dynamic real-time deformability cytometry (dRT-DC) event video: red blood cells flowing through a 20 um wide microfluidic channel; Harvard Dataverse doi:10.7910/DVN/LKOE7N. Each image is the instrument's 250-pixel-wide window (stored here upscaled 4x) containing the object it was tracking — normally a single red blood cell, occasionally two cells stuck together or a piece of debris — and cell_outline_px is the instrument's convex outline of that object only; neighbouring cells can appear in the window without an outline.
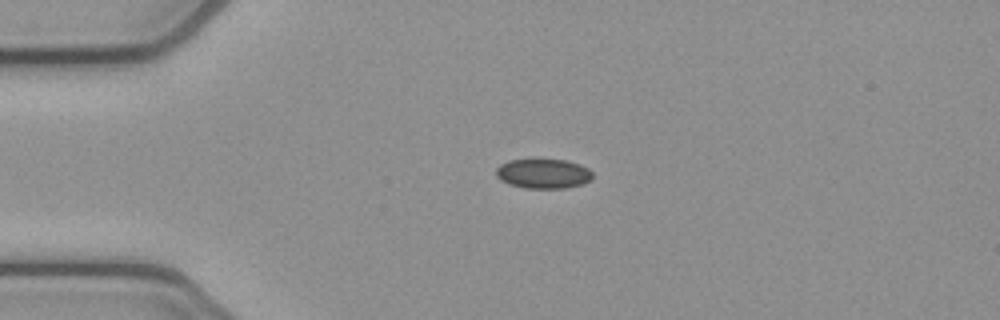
{"species": "common noctule bat (a hibernating species)", "species_latin": "Nyctalus noctula", "temperature_condition": "cold", "stored_images_in_passage": 42, "camera_frame_rate_fps": 3000, "um_per_image_px": 0.085, "animal": {"sex": "female", "body_mass_g": 21.9}, "frame": {"image": 1, "passage_image": 1, "time_ms": 0.0, "image_size_px": [1000, 320], "cell_outline_px": [[592, 180], [584, 184], [564, 188], [524, 188], [500, 180], [496, 176], [496, 168], [500, 164], [508, 160], [564, 160], [580, 164], [588, 168], [592, 172]], "centroid_in_image_um": [46.2, 14.76], "position_along_channel_um": 38.8, "area_um2": 16.65}}
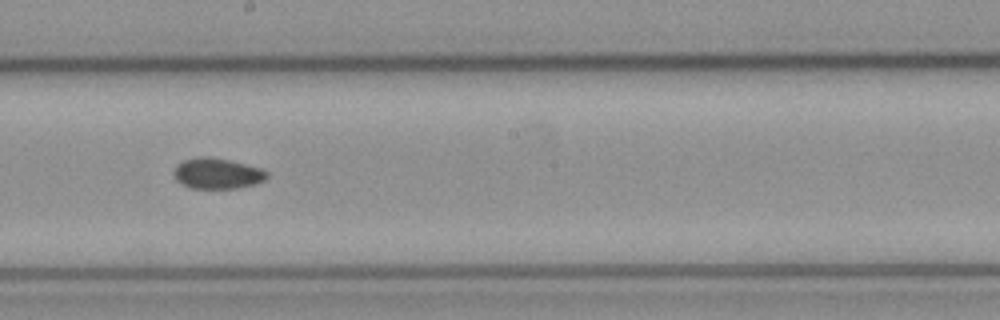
{"frame": {"image": 2, "passage_image": 18, "time_ms": 5.667, "image_size_px": [1000, 320], "cell_outline_px": [[268, 176], [264, 180], [256, 184], [236, 188], [192, 188], [180, 184], [176, 180], [172, 172], [176, 164], [184, 160], [200, 156], [208, 156], [228, 160], [260, 168], [268, 172]], "centroid_in_image_um": [18.42, 14.74], "position_along_channel_um": 229.8, "area_um2": 16.7}}
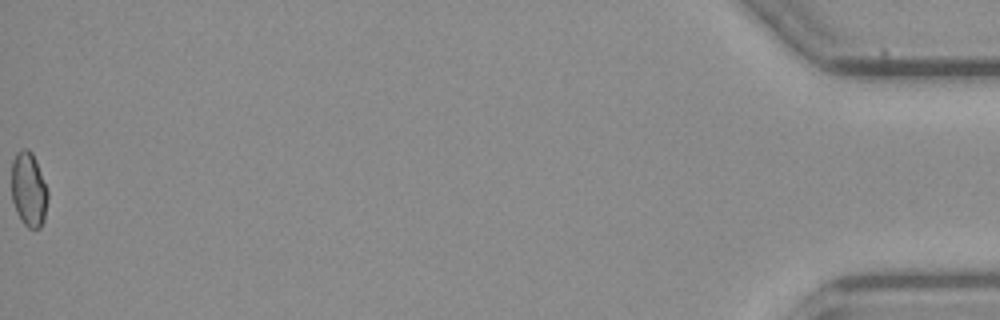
{"frame": {"image": 3, "passage_image": 42, "time_ms": 13.667, "image_size_px": [1000, 320], "cell_outline_px": [[48, 196], [44, 220], [40, 228], [28, 228], [24, 224], [16, 212], [12, 200], [12, 160], [16, 152], [24, 148], [28, 148], [32, 152], [36, 160], [48, 188]], "centroid_in_image_um": [2.45, 16.09], "position_along_channel_um": 432.8, "area_um2": 15.95}, "authors_computed_cell_mechanics": {"area_um2": 16.5019, "velocity_mm_per_s": 3.8812, "shape_relaxation_time_tau1_ms": null, "shape_relaxation_time_tau2_ms": 4.2857, "deformation_change_tau1": null, "deformation_change_tau2": 0.0675}}